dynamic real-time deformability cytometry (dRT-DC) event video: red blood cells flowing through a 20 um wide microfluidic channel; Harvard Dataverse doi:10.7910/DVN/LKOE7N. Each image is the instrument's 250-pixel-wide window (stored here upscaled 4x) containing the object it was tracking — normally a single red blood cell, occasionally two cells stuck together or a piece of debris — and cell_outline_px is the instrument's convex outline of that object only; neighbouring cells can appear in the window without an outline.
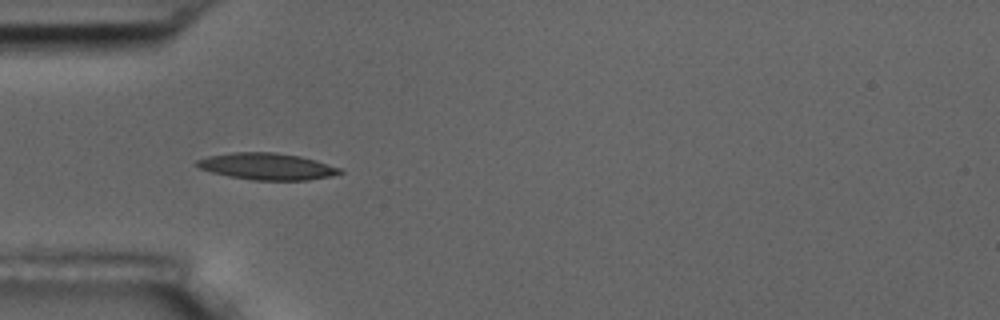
{"species": "common noctule bat (a hibernating species)", "species_latin": "Nyctalus noctula", "temperature_condition": "room temperature", "stored_images_in_passage": 2, "camera_frame_rate_fps": 3000, "um_per_image_px": 0.085, "animal": {"sex": "male", "body_mass_g": 17.5, "forearm_length_mm": 52.3}, "frame": {"image": 1, "passage_image": 1, "time_ms": 0.0, "image_size_px": [1000, 320], "cell_outline_px": [[344, 172], [332, 176], [308, 180], [252, 180], [228, 176], [212, 172], [200, 168], [196, 164], [196, 160], [208, 156], [232, 152], [272, 152], [300, 156], [316, 160], [340, 168]], "centroid_in_image_um": [22.7, 14.14], "position_along_channel_um": 62.3, "area_um2": 22.2}}